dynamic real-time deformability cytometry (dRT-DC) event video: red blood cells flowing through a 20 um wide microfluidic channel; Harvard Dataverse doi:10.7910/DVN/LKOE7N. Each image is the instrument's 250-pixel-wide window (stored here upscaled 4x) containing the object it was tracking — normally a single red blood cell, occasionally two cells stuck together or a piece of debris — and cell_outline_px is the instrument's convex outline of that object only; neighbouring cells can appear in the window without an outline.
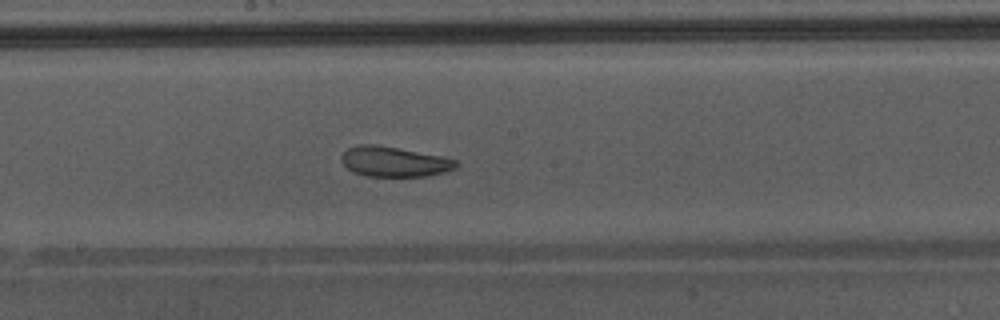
{"species": "Egyptian fruit bat (a non-hibernating species)", "species_latin": "Rousettus aegyptiacus", "temperature_condition": "warm", "stored_images_in_passage": 50, "camera_frame_rate_fps": 3000, "um_per_image_px": 0.085, "animal": {"sex": "male"}, "frame": {"image": 1, "passage_image": 29, "time_ms": 9.333, "image_size_px": [1000, 320], "cell_outline_px": [[460, 164], [456, 168], [444, 172], [428, 176], [364, 176], [352, 172], [340, 160], [340, 156], [348, 148], [360, 144], [376, 144], [440, 156], [456, 160]], "centroid_in_image_um": [33.48, 13.75], "position_along_channel_um": 214.7, "area_um2": 20.11}, "authors_computed_cell_mechanics": {"area_um2": 27.3683, "velocity_mm_per_s": 4.2879, "shape_relaxation_time_tau1_ms": 7.0547, "shape_relaxation_time_tau2_ms": 1.8194, "deformation_change_tau1": 0.1182, "deformation_change_tau2": 0.0877}}